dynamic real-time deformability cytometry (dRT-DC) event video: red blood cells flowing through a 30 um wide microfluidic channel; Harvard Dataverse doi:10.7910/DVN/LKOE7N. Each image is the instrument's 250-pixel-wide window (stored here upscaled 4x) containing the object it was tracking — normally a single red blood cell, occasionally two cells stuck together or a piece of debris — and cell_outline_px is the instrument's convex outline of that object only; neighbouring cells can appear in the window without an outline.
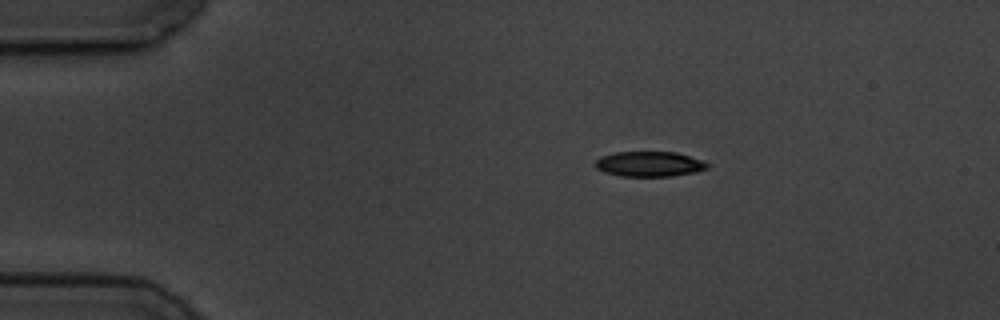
{"species": "common noctule bat (a hibernating species)", "species_latin": "Nyctalus noctula", "temperature_condition": "cold", "stored_images_in_passage": 3, "camera_frame_rate_fps": 3000, "um_per_image_px": 0.085, "animal": {"sex": "male", "body_mass_g": 19.5, "forearm_length_mm": 54.6}, "frame": {"image": 1, "passage_image": 2, "time_ms": 2.0, "image_size_px": [1000, 320], "cell_outline_px": [[708, 168], [692, 172], [672, 176], [620, 176], [604, 172], [596, 168], [596, 160], [600, 156], [616, 152], [676, 152], [704, 160], [708, 164]], "centroid_in_image_um": [55.18, 13.93], "position_along_channel_um": 29.8, "area_um2": 16.36}}